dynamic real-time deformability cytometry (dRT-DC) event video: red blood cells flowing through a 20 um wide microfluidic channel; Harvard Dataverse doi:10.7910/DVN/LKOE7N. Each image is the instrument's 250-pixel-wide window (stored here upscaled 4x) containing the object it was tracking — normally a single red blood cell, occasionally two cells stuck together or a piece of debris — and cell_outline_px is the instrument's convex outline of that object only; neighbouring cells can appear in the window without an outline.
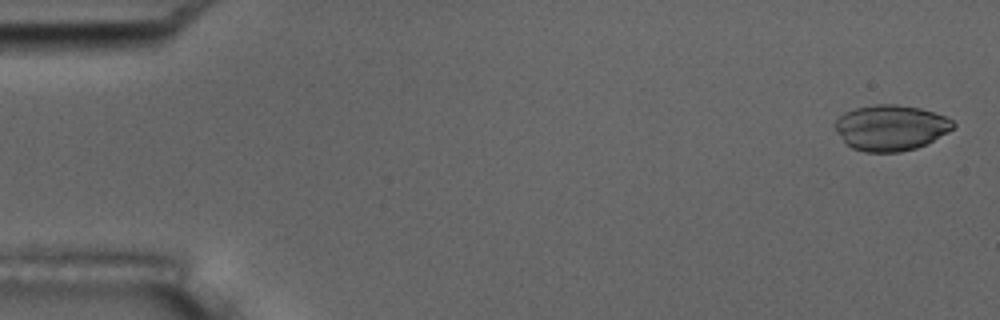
{"species": "common noctule bat (a hibernating species)", "species_latin": "Nyctalus noctula", "temperature_condition": "room temperature", "stored_images_in_passage": 5, "camera_frame_rate_fps": 3000, "um_per_image_px": 0.085, "animal": {"sex": "male", "body_mass_g": 17.5, "forearm_length_mm": 52.3}, "frame": {"image": 1, "passage_image": 1, "time_ms": 0.0, "image_size_px": [1000, 320], "cell_outline_px": [[956, 124], [948, 132], [916, 148], [900, 152], [864, 152], [852, 148], [836, 132], [832, 124], [844, 112], [856, 108], [872, 104], [896, 104], [920, 108], [944, 116], [952, 120]], "centroid_in_image_um": [75.67, 10.85], "position_along_channel_um": 9.3, "area_um2": 31.33}}